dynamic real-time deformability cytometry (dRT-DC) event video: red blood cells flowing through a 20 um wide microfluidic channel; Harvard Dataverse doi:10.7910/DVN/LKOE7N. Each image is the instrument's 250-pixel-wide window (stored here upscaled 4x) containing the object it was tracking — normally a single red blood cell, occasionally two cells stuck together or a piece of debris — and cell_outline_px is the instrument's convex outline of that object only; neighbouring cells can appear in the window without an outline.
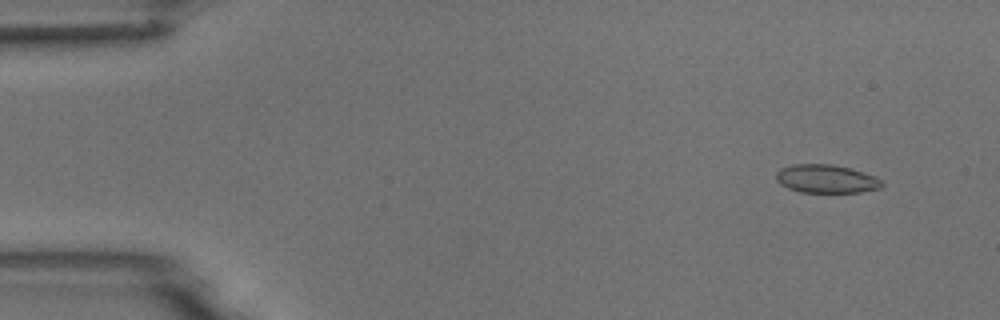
{"species": "common noctule bat (a hibernating species)", "species_latin": "Nyctalus noctula", "temperature_condition": "room temperature", "stored_images_in_passage": 16, "camera_frame_rate_fps": 3000, "um_per_image_px": 0.085, "animal": {"sex": "male", "body_mass_g": 18.8}, "frame": {"image": 1, "passage_image": 5, "time_ms": 1.333, "image_size_px": [1000, 320], "cell_outline_px": [[884, 184], [880, 188], [860, 192], [800, 192], [788, 188], [780, 184], [776, 180], [776, 172], [780, 168], [792, 164], [832, 164], [848, 168], [872, 176], [880, 180]], "centroid_in_image_um": [70.16, 15.2], "position_along_channel_um": 14.8, "area_um2": 17.28}}